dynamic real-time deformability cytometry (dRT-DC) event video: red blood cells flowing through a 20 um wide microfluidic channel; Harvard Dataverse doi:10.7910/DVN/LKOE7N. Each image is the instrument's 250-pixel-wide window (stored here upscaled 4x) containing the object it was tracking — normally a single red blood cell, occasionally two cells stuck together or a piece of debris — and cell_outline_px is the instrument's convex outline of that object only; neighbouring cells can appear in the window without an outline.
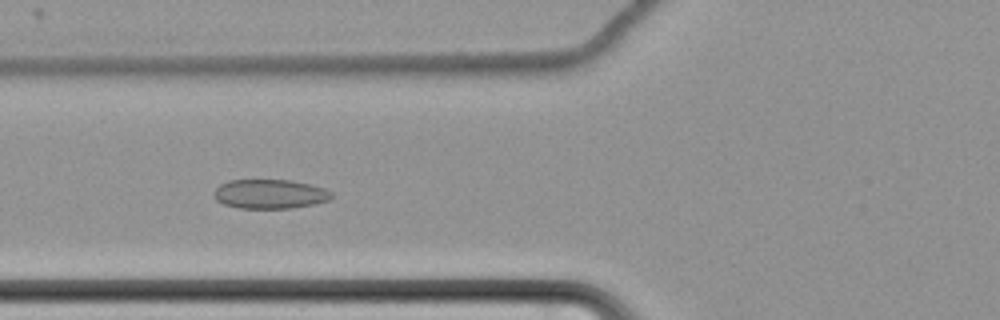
{"species": "common noctule bat (a hibernating species)", "species_latin": "Nyctalus noctula", "temperature_condition": "cold", "stored_images_in_passage": 66, "camera_frame_rate_fps": 3000, "um_per_image_px": 0.085, "animal": {"sex": "female", "body_mass_g": 22.7, "forearm_length_mm": 54.2}, "frame": {"image": 1, "passage_image": 30, "time_ms": 9.667, "image_size_px": [1000, 320], "cell_outline_px": [[332, 196], [328, 200], [316, 204], [292, 208], [240, 208], [224, 204], [216, 200], [212, 196], [212, 192], [220, 184], [228, 180], [292, 180], [312, 184], [324, 188], [332, 192]], "centroid_in_image_um": [22.93, 16.48], "position_along_channel_um": 102.9, "area_um2": 20.29}}
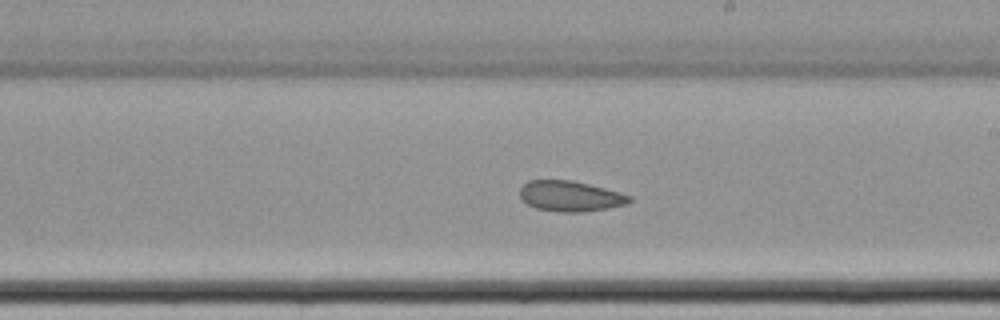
{"frame": {"image": 2, "passage_image": 42, "time_ms": 13.667, "image_size_px": [1000, 320], "cell_outline_px": [[632, 200], [628, 204], [608, 208], [584, 212], [560, 212], [536, 208], [520, 200], [520, 188], [528, 180], [572, 180], [620, 192], [632, 196]], "centroid_in_image_um": [48.48, 16.68], "position_along_channel_um": 240.5, "area_um2": 19.59}}
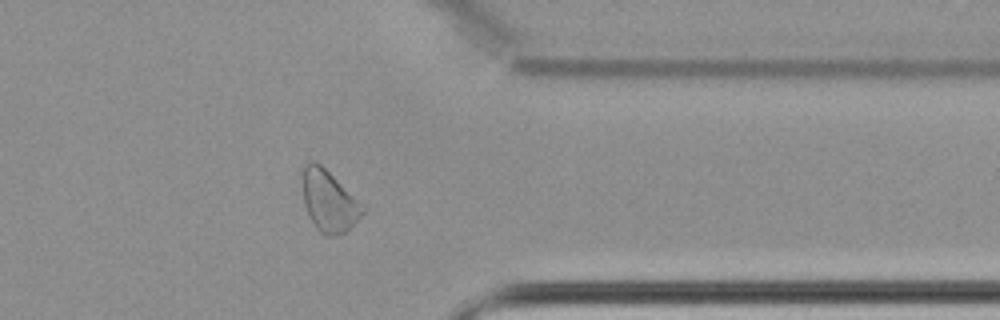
{"frame": {"image": 3, "passage_image": 55, "time_ms": 18.0, "image_size_px": [1000, 320], "cell_outline_px": [[368, 208], [344, 232], [332, 236], [324, 236], [316, 228], [308, 216], [304, 204], [300, 184], [300, 176], [304, 164], [308, 160], [316, 160], [364, 204]], "centroid_in_image_um": [27.9, 17.03], "position_along_channel_um": 383.5, "area_um2": 22.08}, "authors_computed_cell_mechanics": {"area_um2": 22.3108, "velocity_mm_per_s": 3.4477, "shape_relaxation_time_tau1_ms": null, "shape_relaxation_time_tau2_ms": 6.2158, "deformation_change_tau1": null, "deformation_change_tau2": 0.1169}}